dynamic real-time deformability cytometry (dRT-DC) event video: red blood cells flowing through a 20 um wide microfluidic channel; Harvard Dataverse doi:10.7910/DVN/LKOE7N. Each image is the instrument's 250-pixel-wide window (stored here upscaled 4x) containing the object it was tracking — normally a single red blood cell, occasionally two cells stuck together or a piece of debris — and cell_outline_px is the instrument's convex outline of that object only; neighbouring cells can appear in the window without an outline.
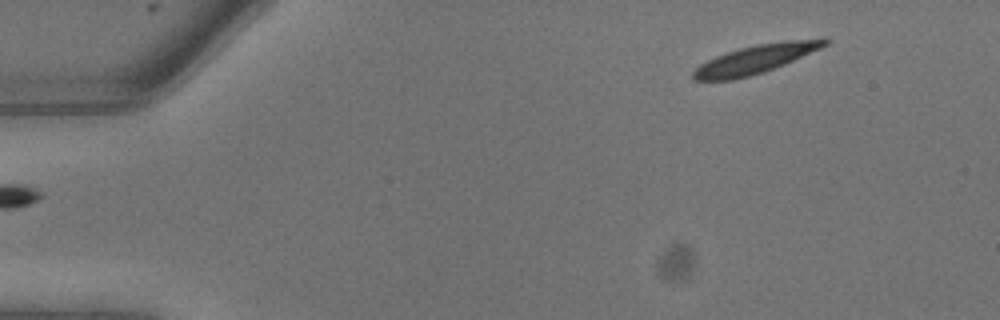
{"species": "common noctule bat (a hibernating species)", "species_latin": "Nyctalus noctula", "temperature_condition": "warm", "stored_images_in_passage": 7, "camera_frame_rate_fps": 3000, "um_per_image_px": 0.085, "animal": {"sex": "male", "body_mass_g": 13.3}, "frame": {"image": 1, "passage_image": 1, "time_ms": 0.0, "image_size_px": [1000, 320], "cell_outline_px": [[832, 40], [828, 44], [820, 48], [784, 64], [764, 72], [732, 80], [692, 80], [692, 72], [700, 64], [716, 56], [740, 48], [756, 44], [788, 40], [824, 36], [828, 36]], "centroid_in_image_um": [64.3, 4.99], "position_along_channel_um": 20.7, "area_um2": 22.02}}
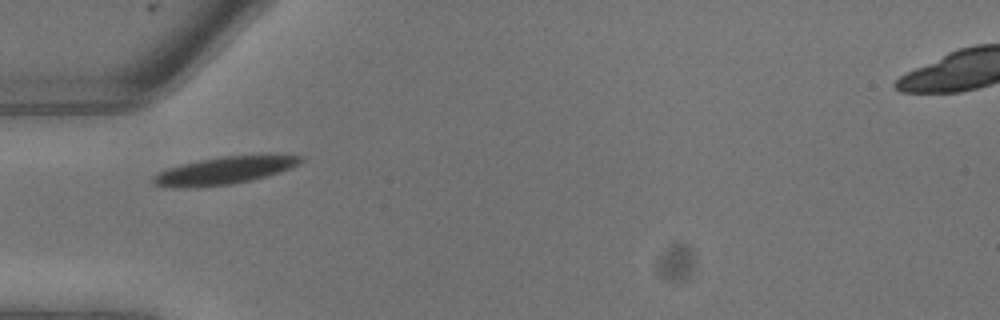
{"frame": {"image": 2, "passage_image": 6, "time_ms": 1.667, "image_size_px": [1000, 320], "cell_outline_px": [[304, 160], [288, 168], [264, 176], [232, 184], [196, 188], [172, 188], [156, 184], [152, 180], [152, 176], [168, 168], [180, 164], [200, 160], [224, 156], [300, 156]], "centroid_in_image_um": [18.92, 14.52], "position_along_channel_um": 66.1, "area_um2": 22.83}}